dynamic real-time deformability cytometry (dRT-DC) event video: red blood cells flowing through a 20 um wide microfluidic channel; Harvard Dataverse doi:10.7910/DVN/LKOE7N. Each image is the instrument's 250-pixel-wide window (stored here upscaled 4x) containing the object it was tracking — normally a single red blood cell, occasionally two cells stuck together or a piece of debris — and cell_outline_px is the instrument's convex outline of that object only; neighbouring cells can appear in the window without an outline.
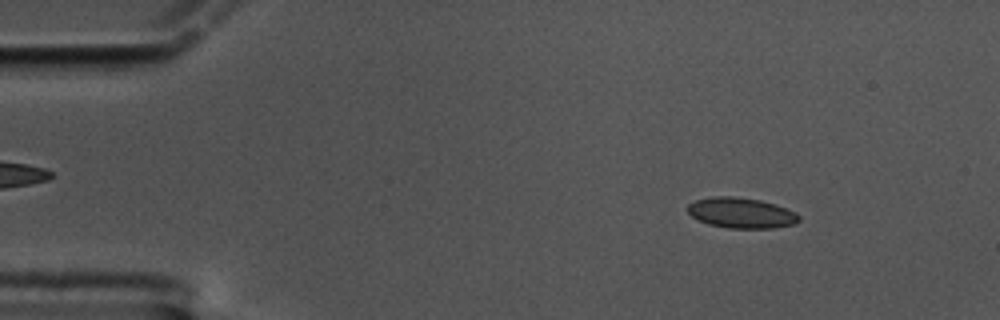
{"species": "common noctule bat (a hibernating species)", "species_latin": "Nyctalus noctula", "temperature_condition": "cold", "stored_images_in_passage": 59, "camera_frame_rate_fps": 3000, "um_per_image_px": 0.085, "animal": {"sex": "male", "body_mass_g": 17.5, "forearm_length_mm": 52.3}, "frame": {"image": 1, "passage_image": 7, "time_ms": 2.0, "image_size_px": [1000, 320], "cell_outline_px": [[800, 220], [796, 224], [772, 228], [728, 228], [708, 224], [692, 216], [688, 212], [688, 204], [696, 200], [712, 196], [732, 196], [760, 200], [796, 212], [800, 216]], "centroid_in_image_um": [63.01, 18.1], "position_along_channel_um": 22.0, "area_um2": 19.65}}
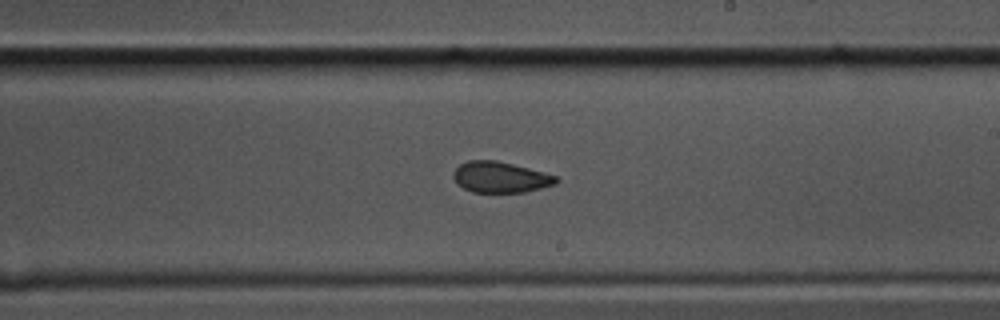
{"frame": {"image": 2, "passage_image": 34, "time_ms": 11.0, "image_size_px": [1000, 320], "cell_outline_px": [[560, 180], [556, 184], [524, 192], [472, 192], [464, 188], [452, 176], [452, 172], [460, 164], [468, 160], [496, 160], [544, 172], [556, 176]], "centroid_in_image_um": [42.54, 15.05], "position_along_channel_um": 246.5, "area_um2": 18.38}}
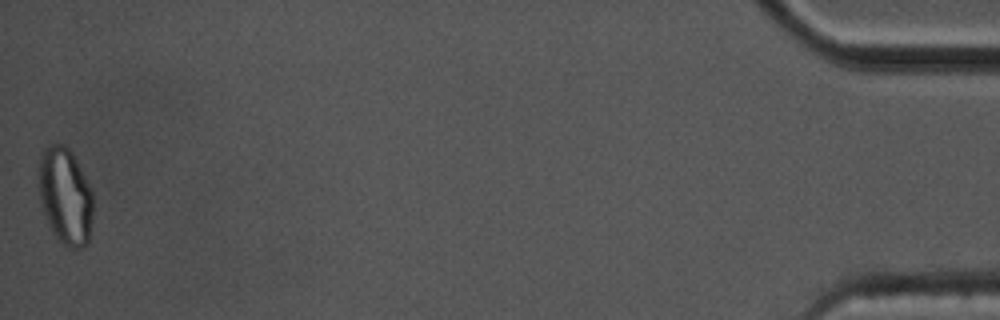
{"frame": {"image": 3, "passage_image": 59, "time_ms": 19.333, "image_size_px": [1000, 320], "cell_outline_px": [[92, 216], [88, 244], [84, 248], [68, 248], [60, 244], [52, 232], [48, 224], [40, 204], [40, 156], [44, 148], [52, 144], [64, 144], [72, 152], [92, 192]], "centroid_in_image_um": [5.55, 16.72], "position_along_channel_um": 429.6, "area_um2": 30.63}, "authors_computed_cell_mechanics": {"area_um2": 19.2474, "velocity_mm_per_s": 3.3417, "shape_relaxation_time_tau1_ms": null, "shape_relaxation_time_tau2_ms": 1.9155, "deformation_change_tau1": null, "deformation_change_tau2": 0.0533}}